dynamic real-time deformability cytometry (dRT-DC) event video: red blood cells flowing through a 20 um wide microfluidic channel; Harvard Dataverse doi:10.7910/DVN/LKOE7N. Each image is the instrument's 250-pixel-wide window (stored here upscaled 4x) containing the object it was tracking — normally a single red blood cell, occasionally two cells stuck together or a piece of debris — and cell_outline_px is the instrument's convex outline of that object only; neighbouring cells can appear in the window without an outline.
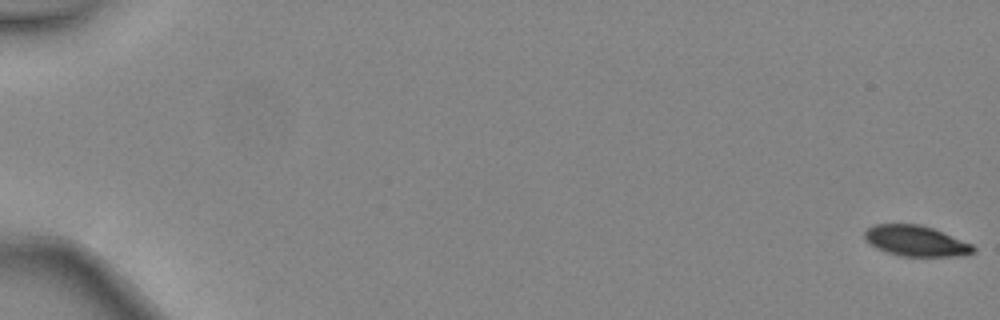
{"species": "common noctule bat (a hibernating species)", "species_latin": "Nyctalus noctula", "temperature_condition": "warm", "stored_images_in_passage": 6, "camera_frame_rate_fps": 3000, "um_per_image_px": 0.085, "animal": {"sex": "female", "body_mass_g": 24.6, "forearm_length_mm": 56.2}, "frame": {"image": 1, "passage_image": 1, "time_ms": 0.0, "image_size_px": [1000, 320], "cell_outline_px": [[976, 252], [964, 256], [900, 256], [884, 252], [868, 244], [864, 240], [864, 232], [868, 228], [876, 224], [920, 224], [932, 228], [972, 244], [976, 248]], "centroid_in_image_um": [77.83, 20.49], "position_along_channel_um": 7.2, "area_um2": 19.59}}
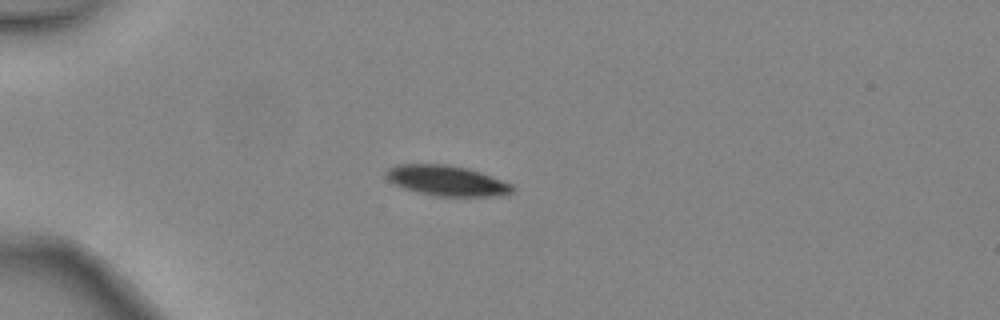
{"frame": {"image": 2, "passage_image": 5, "time_ms": 1.333, "image_size_px": [1000, 320], "cell_outline_px": [[512, 192], [488, 196], [440, 196], [420, 192], [404, 188], [388, 180], [384, 172], [388, 168], [396, 164], [448, 164], [468, 168], [480, 172], [512, 184]], "centroid_in_image_um": [37.92, 15.33], "position_along_channel_um": 47.1, "area_um2": 21.96}}